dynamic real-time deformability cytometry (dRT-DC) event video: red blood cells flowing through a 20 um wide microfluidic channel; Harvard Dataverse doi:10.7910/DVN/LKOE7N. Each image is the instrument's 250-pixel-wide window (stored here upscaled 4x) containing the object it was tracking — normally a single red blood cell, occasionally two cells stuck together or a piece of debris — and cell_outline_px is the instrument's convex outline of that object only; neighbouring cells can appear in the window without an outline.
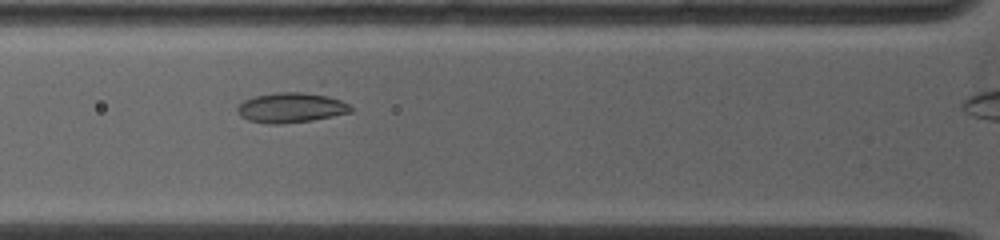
{"species": "common noctule bat (a hibernating species)", "species_latin": "Nyctalus noctula", "temperature_condition": "warm", "stored_images_in_passage": 11, "camera_frame_rate_fps": 5000, "um_per_image_px": 0.085, "animal": {"sex": "female", "body_mass_g": 19.0, "forearm_length_mm": 53.3}, "frame": {"image": 1, "passage_image": 8, "time_ms": 3.6, "image_size_px": [1000, 240], "cell_outline_px": [[352, 112], [312, 120], [280, 124], [268, 124], [248, 120], [240, 116], [236, 108], [244, 100], [252, 96], [276, 92], [304, 92], [328, 96], [340, 100], [348, 104], [352, 108]], "centroid_in_image_um": [24.7, 9.15], "position_along_channel_um": 101.1, "area_um2": 19.83}}
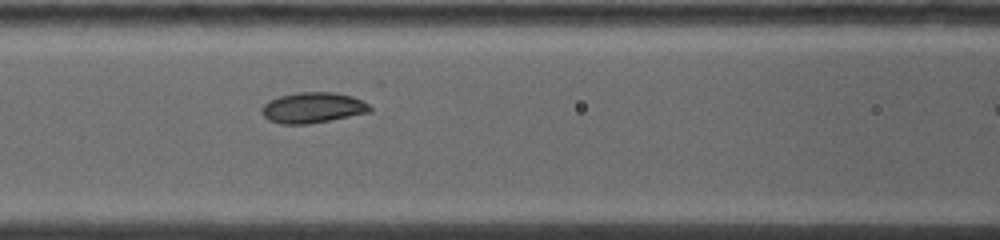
{"frame": {"image": 2, "passage_image": 10, "time_ms": 4.6, "image_size_px": [1000, 240], "cell_outline_px": [[372, 112], [308, 124], [280, 124], [268, 120], [260, 112], [260, 108], [268, 100], [280, 96], [300, 92], [332, 92], [352, 96], [368, 104], [372, 108]], "centroid_in_image_um": [26.56, 9.16], "position_along_channel_um": 140.0, "area_um2": 19.36}}